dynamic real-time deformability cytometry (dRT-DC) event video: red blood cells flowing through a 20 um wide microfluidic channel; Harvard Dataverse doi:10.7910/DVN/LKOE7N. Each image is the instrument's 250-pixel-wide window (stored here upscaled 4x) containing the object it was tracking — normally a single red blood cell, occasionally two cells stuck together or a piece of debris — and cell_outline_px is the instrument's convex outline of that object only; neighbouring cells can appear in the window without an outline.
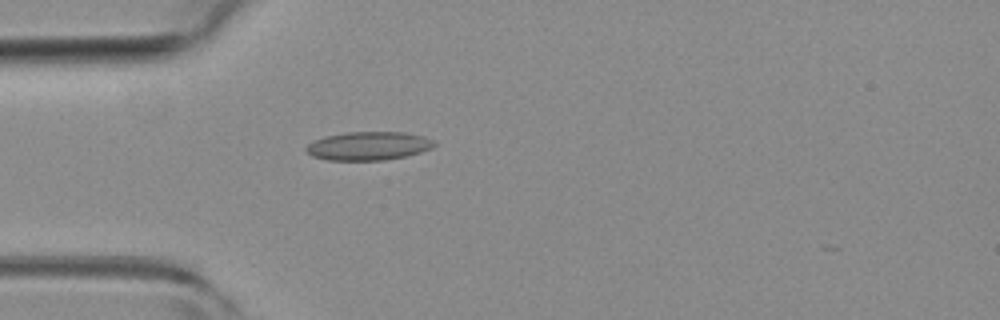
{"species": "common noctule bat (a hibernating species)", "species_latin": "Nyctalus noctula", "temperature_condition": "room temperature", "stored_images_in_passage": 41, "camera_frame_rate_fps": 3000, "um_per_image_px": 0.085, "animal": {"sex": "female", "body_mass_g": 19.3, "forearm_length_mm": 54.1}, "frame": {"image": 1, "passage_image": 4, "time_ms": 1.0, "image_size_px": [1000, 320], "cell_outline_px": [[436, 144], [432, 148], [420, 152], [404, 156], [384, 160], [328, 160], [312, 156], [304, 148], [312, 140], [324, 136], [344, 132], [404, 132], [424, 136], [432, 140]], "centroid_in_image_um": [31.28, 12.39], "position_along_channel_um": 53.7, "area_um2": 21.33}}
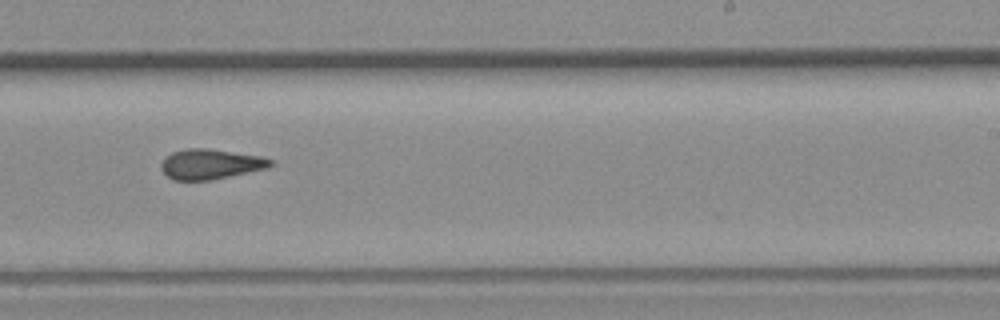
{"frame": {"image": 2, "passage_image": 21, "time_ms": 6.667, "image_size_px": [1000, 320], "cell_outline_px": [[272, 164], [268, 168], [208, 180], [172, 180], [160, 168], [160, 164], [172, 152], [184, 148], [208, 148], [264, 156], [272, 160]], "centroid_in_image_um": [17.9, 13.93], "position_along_channel_um": 271.1, "area_um2": 19.13}}
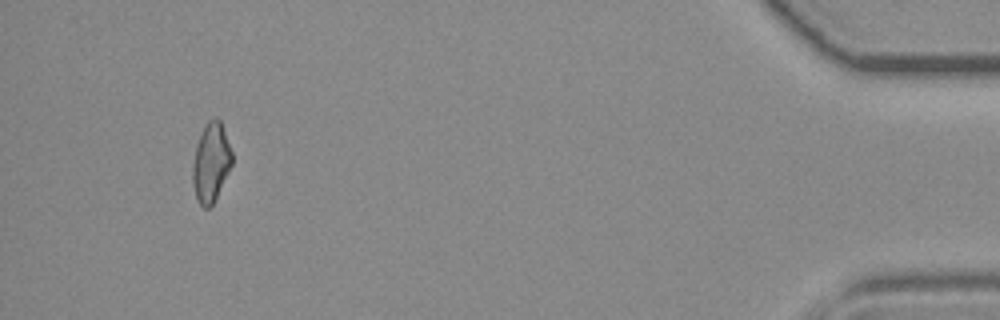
{"frame": {"image": 3, "passage_image": 38, "time_ms": 12.333, "image_size_px": [1000, 320], "cell_outline_px": [[232, 164], [212, 204], [208, 208], [204, 208], [200, 204], [196, 196], [192, 180], [192, 164], [196, 144], [208, 120], [216, 116], [220, 120], [232, 152]], "centroid_in_image_um": [17.92, 13.78], "position_along_channel_um": 417.3, "area_um2": 17.8}, "authors_computed_cell_mechanics": {"area_um2": 19.1318, "velocity_mm_per_s": 3.9413, "shape_relaxation_time_tau1_ms": null, "shape_relaxation_time_tau2_ms": 2.801, "deformation_change_tau1": null, "deformation_change_tau2": 0.1229}}